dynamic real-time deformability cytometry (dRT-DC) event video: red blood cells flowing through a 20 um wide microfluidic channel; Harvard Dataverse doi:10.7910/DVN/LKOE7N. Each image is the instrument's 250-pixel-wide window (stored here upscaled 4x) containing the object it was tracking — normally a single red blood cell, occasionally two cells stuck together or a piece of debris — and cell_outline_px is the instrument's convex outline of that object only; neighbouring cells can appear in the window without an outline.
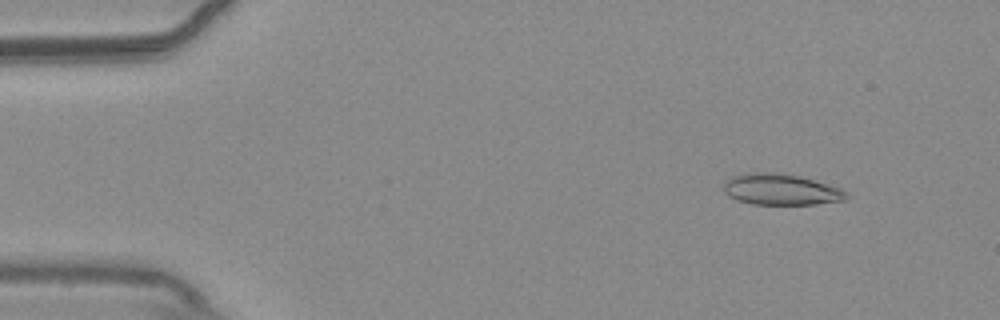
{"species": "common noctule bat (a hibernating species)", "species_latin": "Nyctalus noctula", "temperature_condition": "warm", "stored_images_in_passage": 54, "camera_frame_rate_fps": 3000, "um_per_image_px": 0.085, "animal": {"sex": "male", "body_mass_g": 20.4}, "frame": {"image": 1, "passage_image": 5, "time_ms": 1.333, "image_size_px": [1000, 320], "cell_outline_px": [[848, 196], [844, 200], [816, 204], [752, 204], [736, 200], [728, 196], [724, 192], [724, 180], [732, 176], [752, 172], [764, 172], [800, 176], [840, 188], [848, 192]], "centroid_in_image_um": [66.35, 16.11], "position_along_channel_um": 18.7, "area_um2": 22.14}}
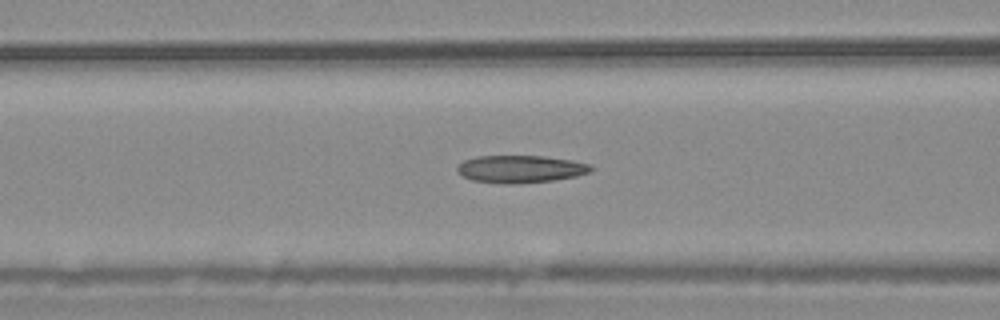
{"frame": {"image": 2, "passage_image": 21, "time_ms": 6.667, "image_size_px": [1000, 320], "cell_outline_px": [[592, 168], [588, 172], [576, 176], [552, 180], [512, 184], [504, 184], [472, 180], [464, 176], [456, 168], [464, 160], [476, 156], [544, 156], [572, 160], [592, 164]], "centroid_in_image_um": [44.25, 14.36], "position_along_channel_um": 122.4, "area_um2": 21.21}}
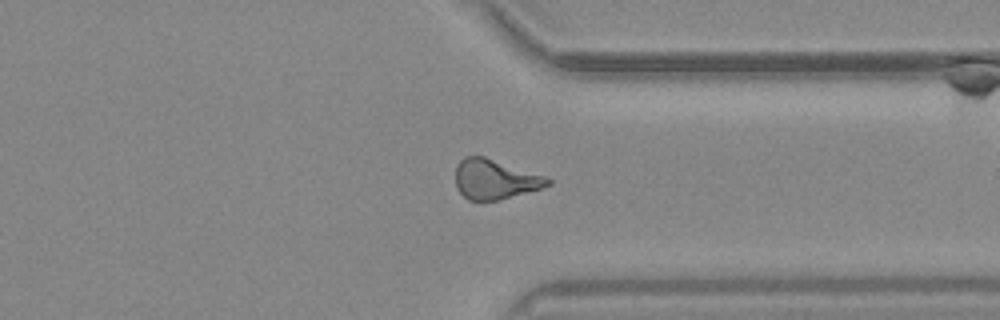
{"frame": {"image": 3, "passage_image": 41, "time_ms": 13.333, "image_size_px": [1000, 320], "cell_outline_px": [[552, 184], [544, 188], [496, 200], [468, 200], [456, 188], [456, 164], [464, 156], [484, 156], [544, 176], [552, 180]], "centroid_in_image_um": [42.06, 15.23], "position_along_channel_um": 369.3, "area_um2": 21.27}, "authors_computed_cell_mechanics": {"area_um2": 21.2993, "velocity_mm_per_s": 3.7116, "shape_relaxation_time_tau1_ms": null, "shape_relaxation_time_tau2_ms": 2.315, "deformation_change_tau1": null, "deformation_change_tau2": 0.1142}}